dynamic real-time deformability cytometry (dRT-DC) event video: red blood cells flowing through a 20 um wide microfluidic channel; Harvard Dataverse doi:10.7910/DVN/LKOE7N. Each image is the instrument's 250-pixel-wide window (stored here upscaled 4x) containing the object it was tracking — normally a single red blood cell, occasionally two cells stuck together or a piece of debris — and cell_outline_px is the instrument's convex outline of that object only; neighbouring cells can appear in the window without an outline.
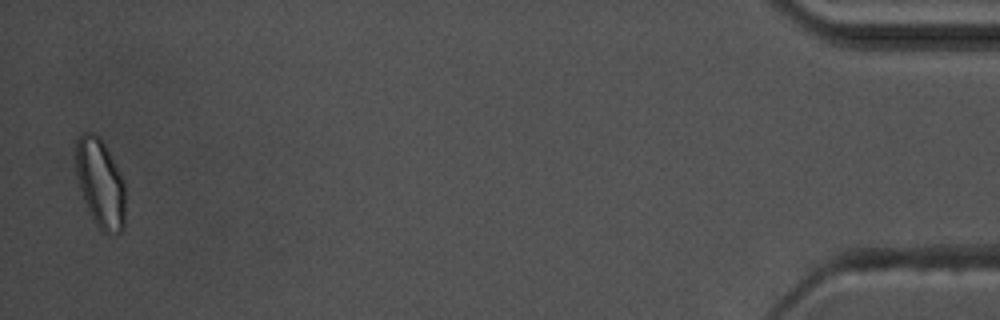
{"species": "common noctule bat (a hibernating species)", "species_latin": "Nyctalus noctula", "temperature_condition": "warm", "stored_images_in_passage": 42, "camera_frame_rate_fps": 3000, "um_per_image_px": 0.085, "animal": {"sex": "male", "body_mass_g": 17.5, "forearm_length_mm": 52.3}, "frame": {"image": 1, "passage_image": 41, "time_ms": 13.333, "image_size_px": [1000, 320], "cell_outline_px": [[124, 228], [120, 232], [108, 236], [92, 220], [84, 200], [76, 176], [76, 136], [80, 132], [92, 132], [100, 136], [116, 164], [124, 180]], "centroid_in_image_um": [8.52, 15.55], "position_along_channel_um": 426.7, "area_um2": 25.95}}